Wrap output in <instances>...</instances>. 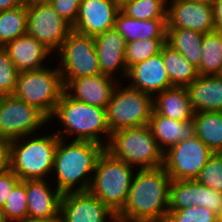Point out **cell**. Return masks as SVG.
<instances>
[{
  "mask_svg": "<svg viewBox=\"0 0 222 222\" xmlns=\"http://www.w3.org/2000/svg\"><path fill=\"white\" fill-rule=\"evenodd\" d=\"M166 39H144L126 43L125 62L127 69L160 53Z\"/></svg>",
  "mask_w": 222,
  "mask_h": 222,
  "instance_id": "1f68e13d",
  "label": "cell"
},
{
  "mask_svg": "<svg viewBox=\"0 0 222 222\" xmlns=\"http://www.w3.org/2000/svg\"><path fill=\"white\" fill-rule=\"evenodd\" d=\"M47 181L49 180H26L28 217L59 220L62 193Z\"/></svg>",
  "mask_w": 222,
  "mask_h": 222,
  "instance_id": "ffe728a7",
  "label": "cell"
},
{
  "mask_svg": "<svg viewBox=\"0 0 222 222\" xmlns=\"http://www.w3.org/2000/svg\"><path fill=\"white\" fill-rule=\"evenodd\" d=\"M25 3V0H0V11L15 8Z\"/></svg>",
  "mask_w": 222,
  "mask_h": 222,
  "instance_id": "60d3db41",
  "label": "cell"
},
{
  "mask_svg": "<svg viewBox=\"0 0 222 222\" xmlns=\"http://www.w3.org/2000/svg\"><path fill=\"white\" fill-rule=\"evenodd\" d=\"M49 119L36 107L13 95L0 96V138L14 140L35 134ZM41 127V128H40Z\"/></svg>",
  "mask_w": 222,
  "mask_h": 222,
  "instance_id": "8fae6325",
  "label": "cell"
},
{
  "mask_svg": "<svg viewBox=\"0 0 222 222\" xmlns=\"http://www.w3.org/2000/svg\"><path fill=\"white\" fill-rule=\"evenodd\" d=\"M27 34V4L0 11V47Z\"/></svg>",
  "mask_w": 222,
  "mask_h": 222,
  "instance_id": "f546056e",
  "label": "cell"
},
{
  "mask_svg": "<svg viewBox=\"0 0 222 222\" xmlns=\"http://www.w3.org/2000/svg\"><path fill=\"white\" fill-rule=\"evenodd\" d=\"M216 30L219 32V34H220V36L222 38V29H216Z\"/></svg>",
  "mask_w": 222,
  "mask_h": 222,
  "instance_id": "7dc6e473",
  "label": "cell"
},
{
  "mask_svg": "<svg viewBox=\"0 0 222 222\" xmlns=\"http://www.w3.org/2000/svg\"><path fill=\"white\" fill-rule=\"evenodd\" d=\"M165 222H218V215L206 207L191 206L168 210Z\"/></svg>",
  "mask_w": 222,
  "mask_h": 222,
  "instance_id": "836d02e7",
  "label": "cell"
},
{
  "mask_svg": "<svg viewBox=\"0 0 222 222\" xmlns=\"http://www.w3.org/2000/svg\"><path fill=\"white\" fill-rule=\"evenodd\" d=\"M72 27L50 2L27 4V34L56 53Z\"/></svg>",
  "mask_w": 222,
  "mask_h": 222,
  "instance_id": "7c38bea8",
  "label": "cell"
},
{
  "mask_svg": "<svg viewBox=\"0 0 222 222\" xmlns=\"http://www.w3.org/2000/svg\"><path fill=\"white\" fill-rule=\"evenodd\" d=\"M153 112V96L118 82L106 106L110 132L149 124Z\"/></svg>",
  "mask_w": 222,
  "mask_h": 222,
  "instance_id": "ba28073f",
  "label": "cell"
},
{
  "mask_svg": "<svg viewBox=\"0 0 222 222\" xmlns=\"http://www.w3.org/2000/svg\"><path fill=\"white\" fill-rule=\"evenodd\" d=\"M82 0H51L54 9L71 27L74 26Z\"/></svg>",
  "mask_w": 222,
  "mask_h": 222,
  "instance_id": "8d00e7d4",
  "label": "cell"
},
{
  "mask_svg": "<svg viewBox=\"0 0 222 222\" xmlns=\"http://www.w3.org/2000/svg\"><path fill=\"white\" fill-rule=\"evenodd\" d=\"M117 2H119L120 4L124 1V0H116Z\"/></svg>",
  "mask_w": 222,
  "mask_h": 222,
  "instance_id": "c3c4849f",
  "label": "cell"
},
{
  "mask_svg": "<svg viewBox=\"0 0 222 222\" xmlns=\"http://www.w3.org/2000/svg\"><path fill=\"white\" fill-rule=\"evenodd\" d=\"M161 56L172 86L187 87L198 77L197 68L167 43L161 48Z\"/></svg>",
  "mask_w": 222,
  "mask_h": 222,
  "instance_id": "4316f807",
  "label": "cell"
},
{
  "mask_svg": "<svg viewBox=\"0 0 222 222\" xmlns=\"http://www.w3.org/2000/svg\"><path fill=\"white\" fill-rule=\"evenodd\" d=\"M105 150L114 158L138 169L163 165L164 152L158 146L149 124L112 132Z\"/></svg>",
  "mask_w": 222,
  "mask_h": 222,
  "instance_id": "5b68a950",
  "label": "cell"
},
{
  "mask_svg": "<svg viewBox=\"0 0 222 222\" xmlns=\"http://www.w3.org/2000/svg\"><path fill=\"white\" fill-rule=\"evenodd\" d=\"M11 140L0 138V173L10 170Z\"/></svg>",
  "mask_w": 222,
  "mask_h": 222,
  "instance_id": "f35d334b",
  "label": "cell"
},
{
  "mask_svg": "<svg viewBox=\"0 0 222 222\" xmlns=\"http://www.w3.org/2000/svg\"><path fill=\"white\" fill-rule=\"evenodd\" d=\"M186 88L194 112H222V75H198Z\"/></svg>",
  "mask_w": 222,
  "mask_h": 222,
  "instance_id": "7402d4cb",
  "label": "cell"
},
{
  "mask_svg": "<svg viewBox=\"0 0 222 222\" xmlns=\"http://www.w3.org/2000/svg\"><path fill=\"white\" fill-rule=\"evenodd\" d=\"M195 180L222 193V153H213Z\"/></svg>",
  "mask_w": 222,
  "mask_h": 222,
  "instance_id": "e575fe53",
  "label": "cell"
},
{
  "mask_svg": "<svg viewBox=\"0 0 222 222\" xmlns=\"http://www.w3.org/2000/svg\"><path fill=\"white\" fill-rule=\"evenodd\" d=\"M51 0H25L26 4L43 3L50 2Z\"/></svg>",
  "mask_w": 222,
  "mask_h": 222,
  "instance_id": "ee69618b",
  "label": "cell"
},
{
  "mask_svg": "<svg viewBox=\"0 0 222 222\" xmlns=\"http://www.w3.org/2000/svg\"><path fill=\"white\" fill-rule=\"evenodd\" d=\"M126 78L128 85L154 96L157 93L173 87L160 53L145 61L136 63L128 69Z\"/></svg>",
  "mask_w": 222,
  "mask_h": 222,
  "instance_id": "ac0fdd59",
  "label": "cell"
},
{
  "mask_svg": "<svg viewBox=\"0 0 222 222\" xmlns=\"http://www.w3.org/2000/svg\"><path fill=\"white\" fill-rule=\"evenodd\" d=\"M18 71L9 58L8 52L0 47V96L12 95L17 81Z\"/></svg>",
  "mask_w": 222,
  "mask_h": 222,
  "instance_id": "d590c367",
  "label": "cell"
},
{
  "mask_svg": "<svg viewBox=\"0 0 222 222\" xmlns=\"http://www.w3.org/2000/svg\"><path fill=\"white\" fill-rule=\"evenodd\" d=\"M213 151L195 134L163 153V169L171 180H195Z\"/></svg>",
  "mask_w": 222,
  "mask_h": 222,
  "instance_id": "30bf717a",
  "label": "cell"
},
{
  "mask_svg": "<svg viewBox=\"0 0 222 222\" xmlns=\"http://www.w3.org/2000/svg\"><path fill=\"white\" fill-rule=\"evenodd\" d=\"M94 41L101 74L114 79L118 78L119 81L120 78L126 79L128 69L125 62L126 42L124 37L112 28L96 35ZM117 72L122 73L120 78L117 77Z\"/></svg>",
  "mask_w": 222,
  "mask_h": 222,
  "instance_id": "e0dca14e",
  "label": "cell"
},
{
  "mask_svg": "<svg viewBox=\"0 0 222 222\" xmlns=\"http://www.w3.org/2000/svg\"><path fill=\"white\" fill-rule=\"evenodd\" d=\"M10 222H59V220H47L44 218H32V217H24L21 219H16Z\"/></svg>",
  "mask_w": 222,
  "mask_h": 222,
  "instance_id": "b9f144b4",
  "label": "cell"
},
{
  "mask_svg": "<svg viewBox=\"0 0 222 222\" xmlns=\"http://www.w3.org/2000/svg\"><path fill=\"white\" fill-rule=\"evenodd\" d=\"M167 28H186L203 34L215 31L214 7L191 0H171L167 2Z\"/></svg>",
  "mask_w": 222,
  "mask_h": 222,
  "instance_id": "9a60e30c",
  "label": "cell"
},
{
  "mask_svg": "<svg viewBox=\"0 0 222 222\" xmlns=\"http://www.w3.org/2000/svg\"><path fill=\"white\" fill-rule=\"evenodd\" d=\"M59 138L54 156L55 187L63 194L88 191L103 145L91 141Z\"/></svg>",
  "mask_w": 222,
  "mask_h": 222,
  "instance_id": "7a4b0ae2",
  "label": "cell"
},
{
  "mask_svg": "<svg viewBox=\"0 0 222 222\" xmlns=\"http://www.w3.org/2000/svg\"><path fill=\"white\" fill-rule=\"evenodd\" d=\"M1 209L8 222L28 216L26 180L20 181L13 188Z\"/></svg>",
  "mask_w": 222,
  "mask_h": 222,
  "instance_id": "d6a6232c",
  "label": "cell"
},
{
  "mask_svg": "<svg viewBox=\"0 0 222 222\" xmlns=\"http://www.w3.org/2000/svg\"><path fill=\"white\" fill-rule=\"evenodd\" d=\"M203 33L186 28H167L166 43L198 68L202 57Z\"/></svg>",
  "mask_w": 222,
  "mask_h": 222,
  "instance_id": "484cf974",
  "label": "cell"
},
{
  "mask_svg": "<svg viewBox=\"0 0 222 222\" xmlns=\"http://www.w3.org/2000/svg\"><path fill=\"white\" fill-rule=\"evenodd\" d=\"M149 127L163 152L194 135V119L178 121L152 112Z\"/></svg>",
  "mask_w": 222,
  "mask_h": 222,
  "instance_id": "d4e9b609",
  "label": "cell"
},
{
  "mask_svg": "<svg viewBox=\"0 0 222 222\" xmlns=\"http://www.w3.org/2000/svg\"><path fill=\"white\" fill-rule=\"evenodd\" d=\"M52 119H57L60 126L62 125L61 129L55 132L59 138L74 137L73 140L91 141L105 148L110 140L111 132L107 124L106 108L77 101L65 91L49 118L51 121ZM103 135L106 141L102 140Z\"/></svg>",
  "mask_w": 222,
  "mask_h": 222,
  "instance_id": "3957f363",
  "label": "cell"
},
{
  "mask_svg": "<svg viewBox=\"0 0 222 222\" xmlns=\"http://www.w3.org/2000/svg\"><path fill=\"white\" fill-rule=\"evenodd\" d=\"M153 112L178 121L191 120L195 113L187 88L176 86L153 96Z\"/></svg>",
  "mask_w": 222,
  "mask_h": 222,
  "instance_id": "603a6c76",
  "label": "cell"
},
{
  "mask_svg": "<svg viewBox=\"0 0 222 222\" xmlns=\"http://www.w3.org/2000/svg\"><path fill=\"white\" fill-rule=\"evenodd\" d=\"M135 170L125 205L116 214L117 222H165L171 178L162 166Z\"/></svg>",
  "mask_w": 222,
  "mask_h": 222,
  "instance_id": "6da1fadb",
  "label": "cell"
},
{
  "mask_svg": "<svg viewBox=\"0 0 222 222\" xmlns=\"http://www.w3.org/2000/svg\"><path fill=\"white\" fill-rule=\"evenodd\" d=\"M21 179L12 171L0 173V207L2 208L13 188Z\"/></svg>",
  "mask_w": 222,
  "mask_h": 222,
  "instance_id": "74e56055",
  "label": "cell"
},
{
  "mask_svg": "<svg viewBox=\"0 0 222 222\" xmlns=\"http://www.w3.org/2000/svg\"><path fill=\"white\" fill-rule=\"evenodd\" d=\"M168 0H124L120 10L137 20L167 19Z\"/></svg>",
  "mask_w": 222,
  "mask_h": 222,
  "instance_id": "4dcf8cb0",
  "label": "cell"
},
{
  "mask_svg": "<svg viewBox=\"0 0 222 222\" xmlns=\"http://www.w3.org/2000/svg\"><path fill=\"white\" fill-rule=\"evenodd\" d=\"M213 7L216 28L222 29V0H216Z\"/></svg>",
  "mask_w": 222,
  "mask_h": 222,
  "instance_id": "ab89813d",
  "label": "cell"
},
{
  "mask_svg": "<svg viewBox=\"0 0 222 222\" xmlns=\"http://www.w3.org/2000/svg\"><path fill=\"white\" fill-rule=\"evenodd\" d=\"M194 134L214 153H222V112L194 113Z\"/></svg>",
  "mask_w": 222,
  "mask_h": 222,
  "instance_id": "83f0119b",
  "label": "cell"
},
{
  "mask_svg": "<svg viewBox=\"0 0 222 222\" xmlns=\"http://www.w3.org/2000/svg\"><path fill=\"white\" fill-rule=\"evenodd\" d=\"M118 80L107 75H94L71 79L64 91L73 99L106 108L110 101Z\"/></svg>",
  "mask_w": 222,
  "mask_h": 222,
  "instance_id": "d6986e66",
  "label": "cell"
},
{
  "mask_svg": "<svg viewBox=\"0 0 222 222\" xmlns=\"http://www.w3.org/2000/svg\"><path fill=\"white\" fill-rule=\"evenodd\" d=\"M55 54L60 58L58 67L64 86L71 79L101 74L92 36L78 33L72 29Z\"/></svg>",
  "mask_w": 222,
  "mask_h": 222,
  "instance_id": "9c48e42d",
  "label": "cell"
},
{
  "mask_svg": "<svg viewBox=\"0 0 222 222\" xmlns=\"http://www.w3.org/2000/svg\"><path fill=\"white\" fill-rule=\"evenodd\" d=\"M41 136V137H40ZM59 136L32 134L11 141L10 170L21 181L47 179L52 174Z\"/></svg>",
  "mask_w": 222,
  "mask_h": 222,
  "instance_id": "277c9868",
  "label": "cell"
},
{
  "mask_svg": "<svg viewBox=\"0 0 222 222\" xmlns=\"http://www.w3.org/2000/svg\"><path fill=\"white\" fill-rule=\"evenodd\" d=\"M119 11L120 3L116 0H82L72 29L95 37L114 28Z\"/></svg>",
  "mask_w": 222,
  "mask_h": 222,
  "instance_id": "2e32d148",
  "label": "cell"
},
{
  "mask_svg": "<svg viewBox=\"0 0 222 222\" xmlns=\"http://www.w3.org/2000/svg\"><path fill=\"white\" fill-rule=\"evenodd\" d=\"M198 75H222V38L217 30L203 35Z\"/></svg>",
  "mask_w": 222,
  "mask_h": 222,
  "instance_id": "f1b7e54d",
  "label": "cell"
},
{
  "mask_svg": "<svg viewBox=\"0 0 222 222\" xmlns=\"http://www.w3.org/2000/svg\"><path fill=\"white\" fill-rule=\"evenodd\" d=\"M0 222H8L3 214L1 207H0Z\"/></svg>",
  "mask_w": 222,
  "mask_h": 222,
  "instance_id": "f6af8a7d",
  "label": "cell"
},
{
  "mask_svg": "<svg viewBox=\"0 0 222 222\" xmlns=\"http://www.w3.org/2000/svg\"><path fill=\"white\" fill-rule=\"evenodd\" d=\"M218 222H222V212H221V214L218 216Z\"/></svg>",
  "mask_w": 222,
  "mask_h": 222,
  "instance_id": "bcb514c9",
  "label": "cell"
},
{
  "mask_svg": "<svg viewBox=\"0 0 222 222\" xmlns=\"http://www.w3.org/2000/svg\"><path fill=\"white\" fill-rule=\"evenodd\" d=\"M114 29L124 37L126 43L144 39H166L167 19L137 20L120 10Z\"/></svg>",
  "mask_w": 222,
  "mask_h": 222,
  "instance_id": "cb8c5ba5",
  "label": "cell"
},
{
  "mask_svg": "<svg viewBox=\"0 0 222 222\" xmlns=\"http://www.w3.org/2000/svg\"><path fill=\"white\" fill-rule=\"evenodd\" d=\"M191 1L205 3V4L213 6L216 0H191Z\"/></svg>",
  "mask_w": 222,
  "mask_h": 222,
  "instance_id": "7bdbcfd3",
  "label": "cell"
},
{
  "mask_svg": "<svg viewBox=\"0 0 222 222\" xmlns=\"http://www.w3.org/2000/svg\"><path fill=\"white\" fill-rule=\"evenodd\" d=\"M18 72L37 70L46 67L49 55L54 54L43 43L28 34L22 35L3 47Z\"/></svg>",
  "mask_w": 222,
  "mask_h": 222,
  "instance_id": "44dd1931",
  "label": "cell"
},
{
  "mask_svg": "<svg viewBox=\"0 0 222 222\" xmlns=\"http://www.w3.org/2000/svg\"><path fill=\"white\" fill-rule=\"evenodd\" d=\"M135 170L106 150L99 156L89 192L117 214L125 205Z\"/></svg>",
  "mask_w": 222,
  "mask_h": 222,
  "instance_id": "8992f818",
  "label": "cell"
},
{
  "mask_svg": "<svg viewBox=\"0 0 222 222\" xmlns=\"http://www.w3.org/2000/svg\"><path fill=\"white\" fill-rule=\"evenodd\" d=\"M117 222L116 214L89 191L63 193L59 222Z\"/></svg>",
  "mask_w": 222,
  "mask_h": 222,
  "instance_id": "4fadbf2b",
  "label": "cell"
},
{
  "mask_svg": "<svg viewBox=\"0 0 222 222\" xmlns=\"http://www.w3.org/2000/svg\"><path fill=\"white\" fill-rule=\"evenodd\" d=\"M194 205L206 207L219 216L222 212V193L197 180H172L169 189V210Z\"/></svg>",
  "mask_w": 222,
  "mask_h": 222,
  "instance_id": "5bb4252c",
  "label": "cell"
},
{
  "mask_svg": "<svg viewBox=\"0 0 222 222\" xmlns=\"http://www.w3.org/2000/svg\"><path fill=\"white\" fill-rule=\"evenodd\" d=\"M56 68V69H55ZM18 72L13 96L36 107L48 119L64 93V83L58 65Z\"/></svg>",
  "mask_w": 222,
  "mask_h": 222,
  "instance_id": "52a82bcc",
  "label": "cell"
}]
</instances>
